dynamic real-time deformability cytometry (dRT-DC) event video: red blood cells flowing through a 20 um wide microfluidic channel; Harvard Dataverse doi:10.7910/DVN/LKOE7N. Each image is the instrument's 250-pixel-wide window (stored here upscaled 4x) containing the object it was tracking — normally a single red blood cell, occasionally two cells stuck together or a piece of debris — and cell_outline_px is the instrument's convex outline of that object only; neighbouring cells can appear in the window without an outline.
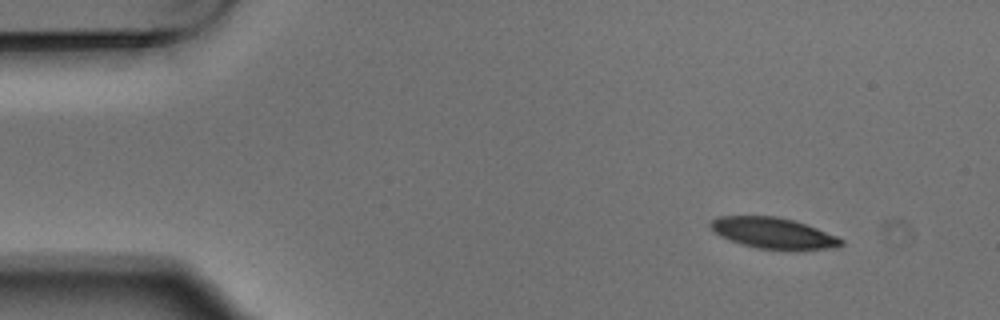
{"species": "Egyptian fruit bat (a non-hibernating species)", "species_latin": "Rousettus aegyptiacus", "temperature_condition": "warm", "stored_images_in_passage": 4, "camera_frame_rate_fps": 3000, "um_per_image_px": 0.085, "animal": {"sex": "male"}, "frame": {"image": 1, "passage_image": 1, "time_ms": 0.0, "image_size_px": [1000, 320], "cell_outline_px": [[844, 244], [824, 248], [756, 248], [720, 236], [708, 224], [712, 220], [720, 216], [776, 216], [792, 220], [816, 228], [836, 236], [844, 240]], "centroid_in_image_um": [65.67, 19.77], "position_along_channel_um": 19.3, "area_um2": 22.54}}
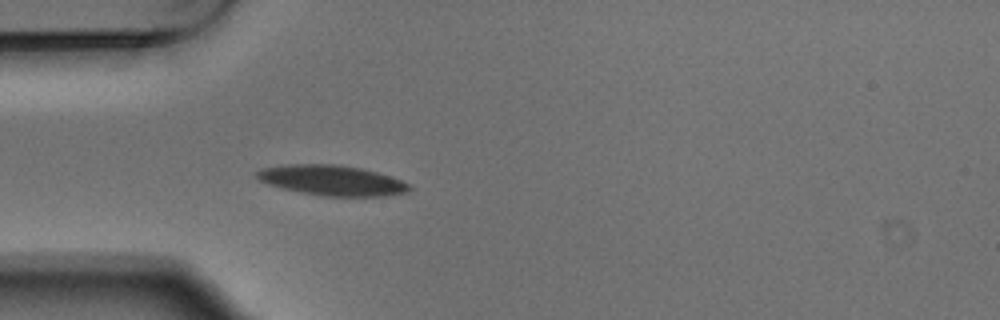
{"frame": {"image": 2, "passage_image": 4, "time_ms": 1.0, "image_size_px": [1000, 320], "cell_outline_px": [[412, 188], [408, 192], [384, 196], [320, 196], [300, 192], [268, 184], [252, 176], [260, 168], [280, 164], [340, 164], [360, 168], [376, 172], [400, 180], [408, 184]], "centroid_in_image_um": [28.15, 15.32], "position_along_channel_um": 56.9, "area_um2": 26.99}}